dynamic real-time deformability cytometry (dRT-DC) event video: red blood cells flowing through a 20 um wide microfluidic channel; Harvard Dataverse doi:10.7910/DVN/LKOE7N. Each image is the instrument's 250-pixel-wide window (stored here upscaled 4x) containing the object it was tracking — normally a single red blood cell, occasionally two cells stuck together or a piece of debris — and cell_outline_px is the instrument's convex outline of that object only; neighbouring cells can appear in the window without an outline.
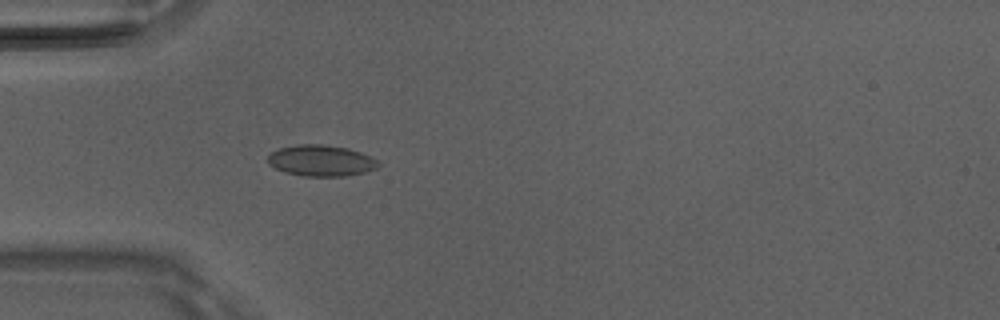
{"species": "Egyptian fruit bat (a non-hibernating species)", "species_latin": "Rousettus aegyptiacus", "temperature_condition": "room temperature", "stored_images_in_passage": 4, "camera_frame_rate_fps": 3000, "um_per_image_px": 0.085, "animal": {"sex": "male"}, "frame": {"image": 1, "passage_image": 4, "time_ms": 1.0, "image_size_px": [1000, 320], "cell_outline_px": [[380, 164], [376, 168], [364, 172], [344, 176], [304, 176], [284, 172], [268, 164], [268, 156], [272, 152], [280, 148], [296, 144], [324, 144], [348, 148], [360, 152], [376, 160]], "centroid_in_image_um": [27.26, 13.65], "position_along_channel_um": 57.7, "area_um2": 19.94}}